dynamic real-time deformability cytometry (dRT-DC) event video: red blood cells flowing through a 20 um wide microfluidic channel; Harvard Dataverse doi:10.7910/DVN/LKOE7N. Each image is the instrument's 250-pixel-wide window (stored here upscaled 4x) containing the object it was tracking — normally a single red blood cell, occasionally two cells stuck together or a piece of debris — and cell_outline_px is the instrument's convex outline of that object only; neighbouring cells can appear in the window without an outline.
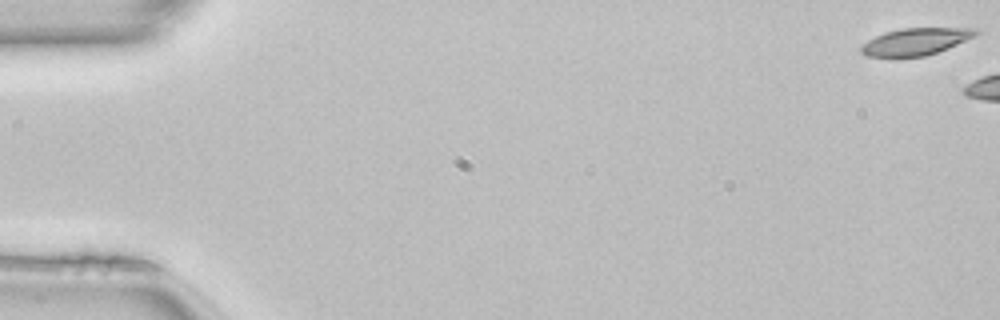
{"species": "common noctule bat (a hibernating species)", "species_latin": "Nyctalus noctula", "temperature_condition": "room temperature", "stored_images_in_passage": 6, "camera_frame_rate_fps": 3000, "um_per_image_px": 0.085, "animal": {"sex": "female", "body_mass_g": 22.7, "forearm_length_mm": 54.2}, "frame": {"image": 1, "passage_image": 1, "time_ms": 0.0, "image_size_px": [1000, 320], "cell_outline_px": [[980, 32], [948, 48], [924, 56], [892, 60], [864, 56], [860, 52], [860, 48], [868, 40], [884, 32], [900, 28], [980, 28]], "centroid_in_image_um": [77.72, 3.58], "position_along_channel_um": 7.3, "area_um2": 18.61}}